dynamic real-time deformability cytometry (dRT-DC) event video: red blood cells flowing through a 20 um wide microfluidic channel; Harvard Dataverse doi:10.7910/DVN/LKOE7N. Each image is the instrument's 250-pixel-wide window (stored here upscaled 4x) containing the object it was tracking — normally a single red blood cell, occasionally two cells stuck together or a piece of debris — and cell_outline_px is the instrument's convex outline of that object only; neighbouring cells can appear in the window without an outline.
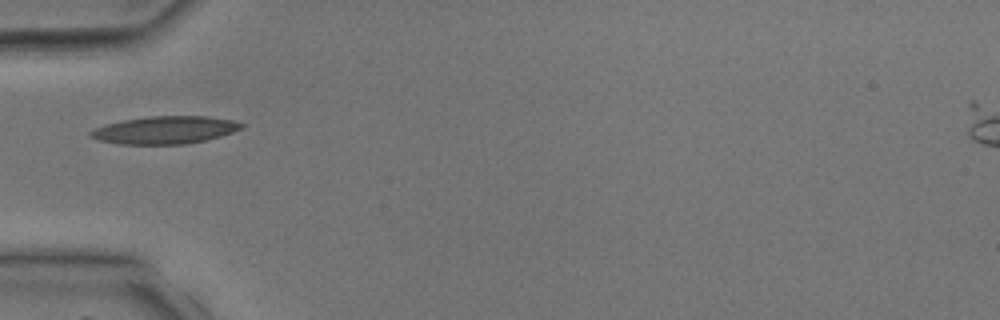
{"species": "common noctule bat (a hibernating species)", "species_latin": "Nyctalus noctula", "temperature_condition": "room temperature", "stored_images_in_passage": 1, "camera_frame_rate_fps": 3000, "um_per_image_px": 0.085, "animal": {"sex": "male", "body_mass_g": 17.9, "forearm_length_mm": 54.2}, "frame": {"image": 1, "passage_image": 1, "time_ms": 0.0, "image_size_px": [1000, 320], "cell_outline_px": [[244, 128], [220, 136], [188, 144], [120, 144], [96, 140], [88, 136], [88, 132], [104, 124], [120, 120], [148, 116], [208, 116], [232, 120], [244, 124]], "centroid_in_image_um": [13.97, 11.05], "position_along_channel_um": 71.0, "area_um2": 24.51}}